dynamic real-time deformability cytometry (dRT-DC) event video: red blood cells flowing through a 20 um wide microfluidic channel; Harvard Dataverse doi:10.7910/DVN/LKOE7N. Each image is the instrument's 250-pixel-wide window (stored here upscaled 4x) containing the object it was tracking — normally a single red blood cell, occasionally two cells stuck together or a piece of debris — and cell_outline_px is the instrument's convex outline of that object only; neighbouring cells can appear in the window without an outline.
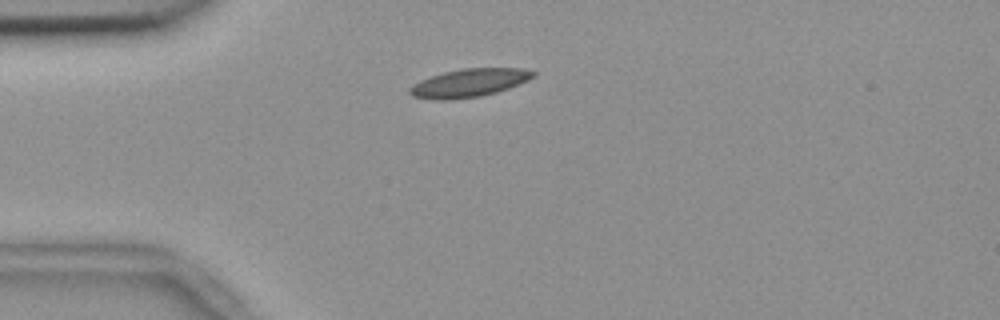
{"species": "common noctule bat (a hibernating species)", "species_latin": "Nyctalus noctula", "temperature_condition": "room temperature", "stored_images_in_passage": 45, "camera_frame_rate_fps": 3000, "um_per_image_px": 0.085, "animal": {"sex": "female", "body_mass_g": 18.4}, "frame": {"image": 1, "passage_image": 4, "time_ms": 1.0, "image_size_px": [1000, 320], "cell_outline_px": [[536, 76], [520, 84], [496, 92], [480, 96], [452, 100], [436, 100], [412, 96], [408, 92], [408, 88], [412, 84], [420, 80], [444, 72], [464, 68], [524, 68], [536, 72]], "centroid_in_image_um": [39.87, 7.05], "position_along_channel_um": 45.1, "area_um2": 20.4}}
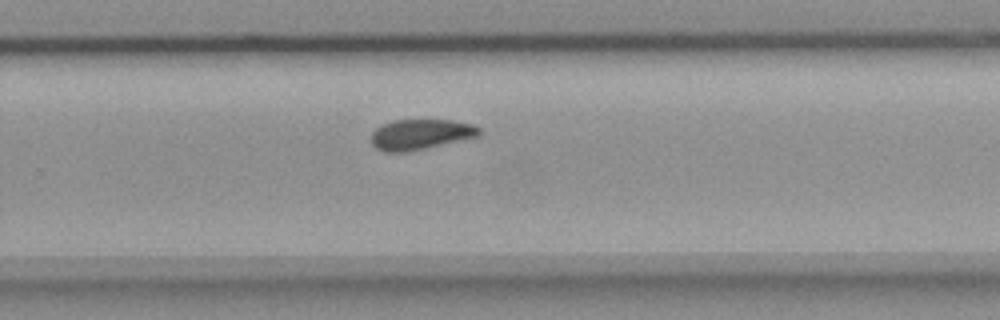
{"frame": {"image": 2, "passage_image": 26, "time_ms": 8.333, "image_size_px": [1000, 320], "cell_outline_px": [[480, 136], [408, 152], [384, 152], [376, 148], [372, 144], [372, 132], [376, 128], [392, 120], [452, 120], [472, 124], [480, 128]], "centroid_in_image_um": [35.75, 11.43], "position_along_channel_um": 294.0, "area_um2": 19.13}}
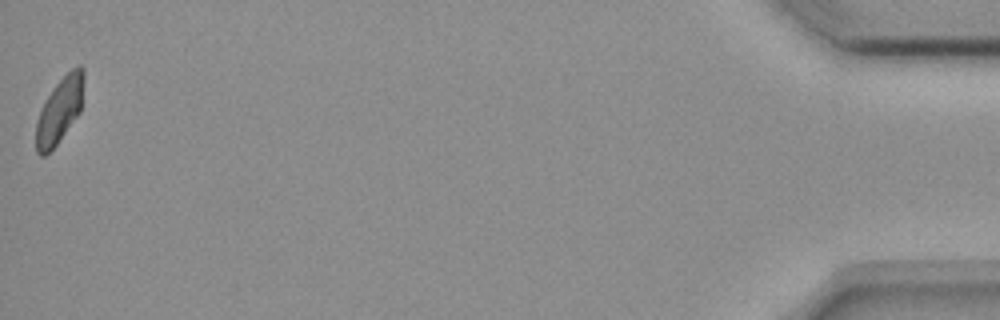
{"frame": {"image": 3, "passage_image": 45, "time_ms": 14.667, "image_size_px": [1000, 320], "cell_outline_px": [[84, 80], [80, 112], [56, 144], [44, 156], [40, 156], [36, 152], [36, 120], [40, 108], [44, 100], [56, 84], [72, 68], [80, 64], [84, 68]], "centroid_in_image_um": [5.05, 9.35], "position_along_channel_um": 430.1, "area_um2": 18.15}, "authors_computed_cell_mechanics": {"area_um2": 19.7098, "velocity_mm_per_s": 3.6556, "shape_relaxation_time_tau1_ms": 11.3194, "shape_relaxation_time_tau2_ms": 3.2807, "deformation_change_tau1": 0.1918, "deformation_change_tau2": 0.0731}}